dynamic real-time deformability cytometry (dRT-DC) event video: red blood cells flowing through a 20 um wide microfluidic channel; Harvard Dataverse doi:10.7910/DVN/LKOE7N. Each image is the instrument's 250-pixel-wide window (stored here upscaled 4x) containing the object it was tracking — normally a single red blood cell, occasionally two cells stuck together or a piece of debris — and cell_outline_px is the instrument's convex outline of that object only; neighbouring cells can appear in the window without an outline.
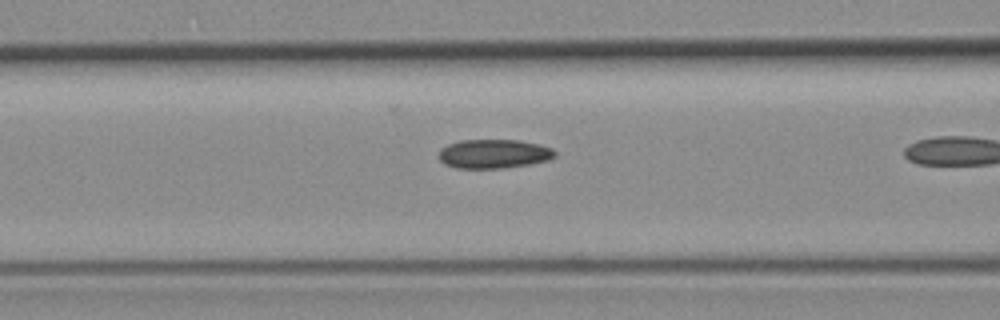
{"species": "common noctule bat (a hibernating species)", "species_latin": "Nyctalus noctula", "temperature_condition": "room temperature", "stored_images_in_passage": 9, "camera_frame_rate_fps": 3000, "um_per_image_px": 0.085, "animal": {"sex": "female", "body_mass_g": 19.3, "forearm_length_mm": 54.1}, "frame": {"image": 1, "passage_image": 7, "time_ms": 2.0, "image_size_px": [1000, 320], "cell_outline_px": [[556, 156], [548, 160], [532, 164], [504, 168], [456, 168], [444, 164], [440, 160], [440, 148], [448, 144], [460, 140], [516, 140], [536, 144], [552, 148], [556, 152]], "centroid_in_image_um": [41.97, 13.08], "position_along_channel_um": 124.6, "area_um2": 19.65}}